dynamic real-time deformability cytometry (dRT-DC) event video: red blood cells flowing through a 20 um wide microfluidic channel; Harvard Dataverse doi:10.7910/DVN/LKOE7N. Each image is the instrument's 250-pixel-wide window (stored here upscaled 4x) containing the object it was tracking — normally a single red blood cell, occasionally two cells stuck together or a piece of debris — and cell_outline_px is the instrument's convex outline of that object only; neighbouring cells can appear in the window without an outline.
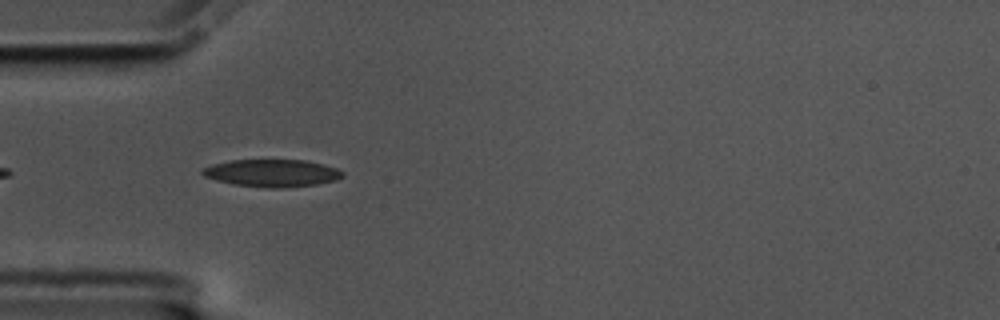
{"species": "common noctule bat (a hibernating species)", "species_latin": "Nyctalus noctula", "temperature_condition": "cold", "stored_images_in_passage": 6, "camera_frame_rate_fps": 3000, "um_per_image_px": 0.085, "animal": {"sex": "male", "body_mass_g": 17.5, "forearm_length_mm": 52.3}, "frame": {"image": 1, "passage_image": 3, "time_ms": 0.667, "image_size_px": [1000, 320], "cell_outline_px": [[344, 176], [336, 180], [316, 184], [276, 188], [268, 188], [232, 184], [204, 176], [200, 172], [204, 168], [212, 164], [228, 160], [308, 160], [324, 164], [336, 168], [344, 172]], "centroid_in_image_um": [23.13, 14.7], "position_along_channel_um": 61.9, "area_um2": 22.37}}